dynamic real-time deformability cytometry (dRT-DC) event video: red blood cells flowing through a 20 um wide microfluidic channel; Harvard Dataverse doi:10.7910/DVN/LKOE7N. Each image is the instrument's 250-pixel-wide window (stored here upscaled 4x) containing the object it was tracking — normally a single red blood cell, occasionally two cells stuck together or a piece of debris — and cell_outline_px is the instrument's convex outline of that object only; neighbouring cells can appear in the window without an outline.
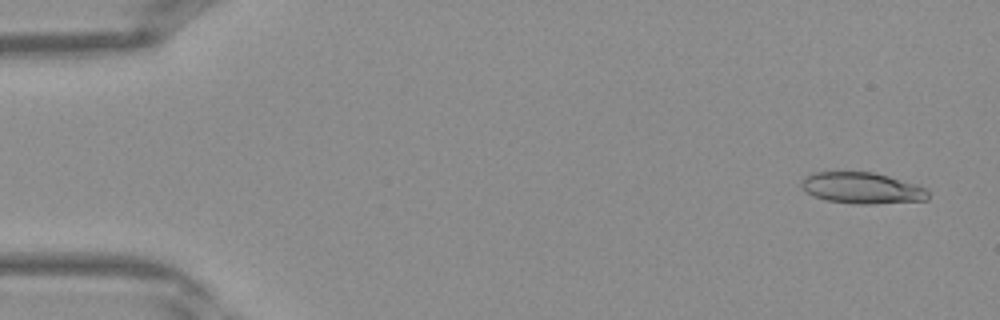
{"species": "Egyptian fruit bat (a non-hibernating species)", "species_latin": "Rousettus aegyptiacus", "temperature_condition": "warm", "stored_images_in_passage": 39, "camera_frame_rate_fps": 3000, "um_per_image_px": 0.085, "frame": {"image": 1, "passage_image": 1, "time_ms": 0.0, "image_size_px": [1000, 320], "cell_outline_px": [[928, 200], [872, 204], [856, 204], [828, 200], [812, 196], [800, 188], [800, 180], [816, 172], [872, 172], [920, 184], [928, 192]], "centroid_in_image_um": [73.27, 15.99], "position_along_channel_um": 11.7, "area_um2": 23.18}}
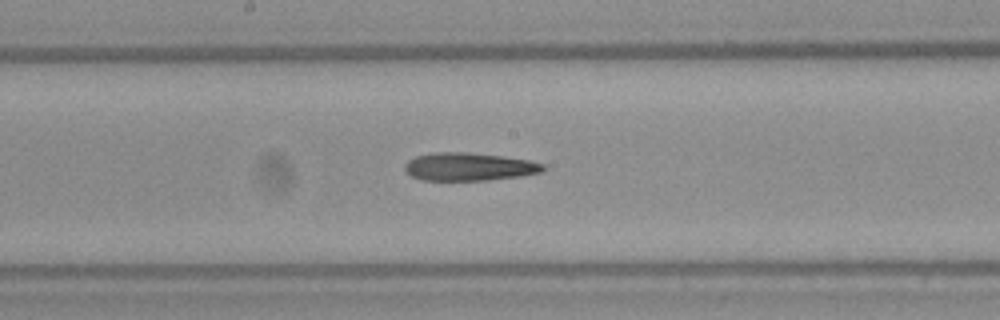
{"frame": {"image": 2, "passage_image": 20, "time_ms": 6.333, "image_size_px": [1000, 320], "cell_outline_px": [[548, 168], [540, 172], [520, 176], [488, 180], [420, 180], [412, 176], [404, 168], [404, 164], [408, 160], [416, 156], [432, 152], [468, 152], [504, 156], [528, 160], [544, 164]], "centroid_in_image_um": [39.87, 14.16], "position_along_channel_um": 208.3, "area_um2": 22.66}}
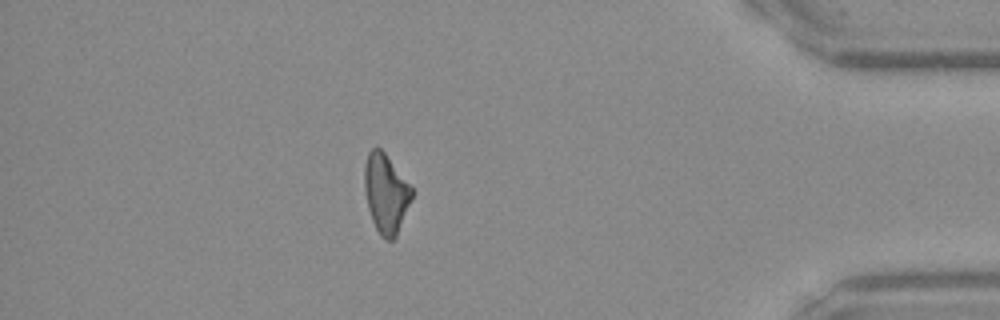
{"frame": {"image": 3, "passage_image": 34, "time_ms": 11.0, "image_size_px": [1000, 320], "cell_outline_px": [[412, 196], [396, 236], [392, 240], [384, 240], [380, 236], [372, 220], [368, 208], [364, 188], [364, 164], [368, 152], [372, 148], [380, 148], [384, 152], [412, 188]], "centroid_in_image_um": [32.76, 16.44], "position_along_channel_um": 402.4, "area_um2": 21.5}}